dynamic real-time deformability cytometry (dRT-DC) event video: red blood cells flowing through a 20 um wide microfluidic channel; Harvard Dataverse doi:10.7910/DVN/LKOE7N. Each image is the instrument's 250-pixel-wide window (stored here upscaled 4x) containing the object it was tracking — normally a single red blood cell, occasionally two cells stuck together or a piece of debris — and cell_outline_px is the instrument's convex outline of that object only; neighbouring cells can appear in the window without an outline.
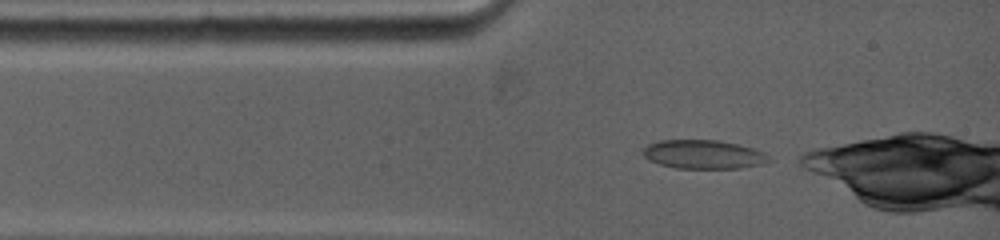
{"species": "common noctule bat (a hibernating species)", "species_latin": "Nyctalus noctula", "temperature_condition": "warm", "stored_images_in_passage": 11, "camera_frame_rate_fps": 5000, "um_per_image_px": 0.085, "animal": {"sex": "female", "body_mass_g": 19.0, "forearm_length_mm": 53.3}, "frame": {"image": 1, "passage_image": 1, "time_ms": 0.0, "image_size_px": [1000, 240], "cell_outline_px": [[772, 160], [764, 164], [740, 168], [676, 168], [660, 164], [648, 160], [644, 156], [644, 148], [648, 144], [656, 140], [720, 140], [752, 148], [764, 152]], "centroid_in_image_um": [59.8, 13.12], "position_along_channel_um": 25.2, "area_um2": 21.15}}
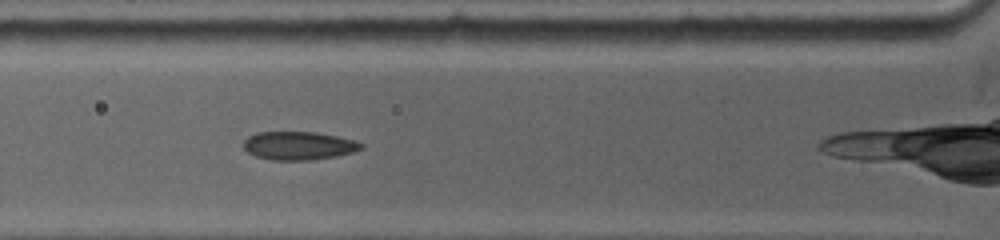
{"frame": {"image": 2, "passage_image": 4, "time_ms": 2.2, "image_size_px": [1000, 240], "cell_outline_px": [[364, 148], [352, 152], [336, 156], [312, 160], [272, 160], [256, 156], [248, 152], [244, 148], [244, 140], [248, 136], [256, 132], [316, 132], [356, 140], [364, 144]], "centroid_in_image_um": [25.4, 12.38], "position_along_channel_um": 100.4, "area_um2": 19.48}}
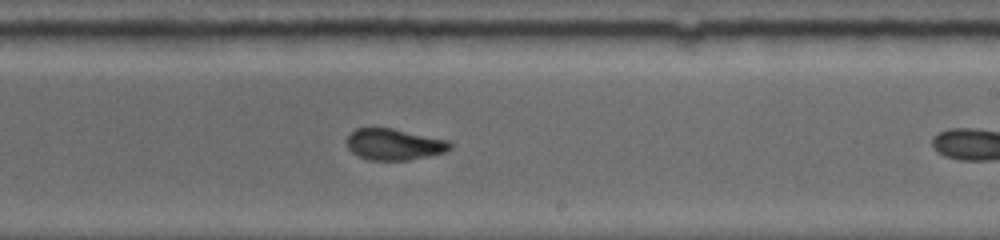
{"frame": {"image": 3, "passage_image": 10, "time_ms": 6.2, "image_size_px": [1000, 240], "cell_outline_px": [[452, 148], [444, 152], [428, 156], [408, 160], [368, 160], [352, 152], [348, 148], [348, 136], [356, 128], [392, 128], [448, 140], [452, 144]], "centroid_in_image_um": [33.52, 12.27], "position_along_channel_um": 255.5, "area_um2": 18.67}}